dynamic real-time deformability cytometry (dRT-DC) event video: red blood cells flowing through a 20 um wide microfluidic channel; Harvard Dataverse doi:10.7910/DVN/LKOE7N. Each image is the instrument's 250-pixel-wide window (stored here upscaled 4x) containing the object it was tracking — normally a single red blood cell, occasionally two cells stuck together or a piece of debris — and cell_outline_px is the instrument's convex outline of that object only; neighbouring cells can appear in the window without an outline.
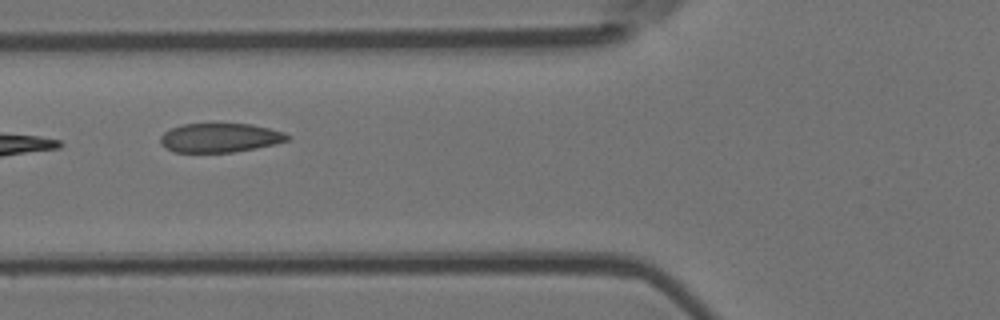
{"species": "Egyptian fruit bat (a non-hibernating species)", "species_latin": "Rousettus aegyptiacus", "temperature_condition": "room temperature", "stored_images_in_passage": 8, "camera_frame_rate_fps": 3000, "um_per_image_px": 0.085, "animal": {"sex": "female"}, "frame": {"image": 1, "passage_image": 6, "time_ms": 1.667, "image_size_px": [1000, 320], "cell_outline_px": [[292, 136], [288, 140], [256, 148], [232, 152], [176, 152], [160, 144], [160, 136], [164, 132], [180, 124], [252, 124], [284, 132]], "centroid_in_image_um": [18.69, 11.7], "position_along_channel_um": 107.1, "area_um2": 21.39}}
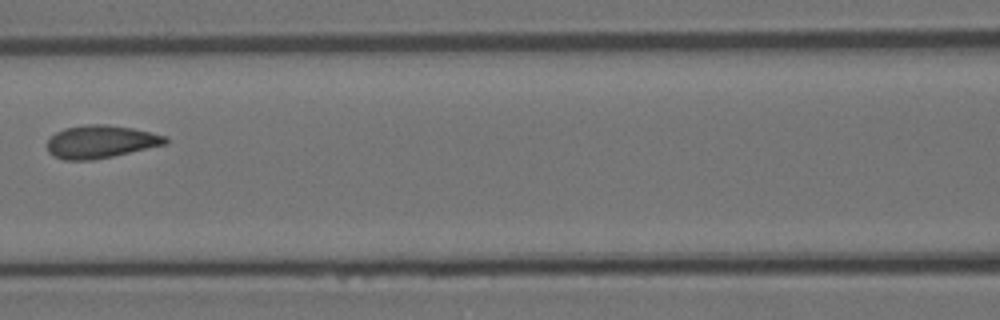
{"frame": {"image": 2, "passage_image": 7, "time_ms": 2.0, "image_size_px": [1000, 320], "cell_outline_px": [[168, 144], [112, 156], [92, 160], [64, 160], [52, 156], [48, 152], [48, 140], [56, 132], [64, 128], [84, 124], [108, 124], [132, 128], [168, 136]], "centroid_in_image_um": [8.57, 12.04], "position_along_channel_um": 158.0, "area_um2": 22.77}}
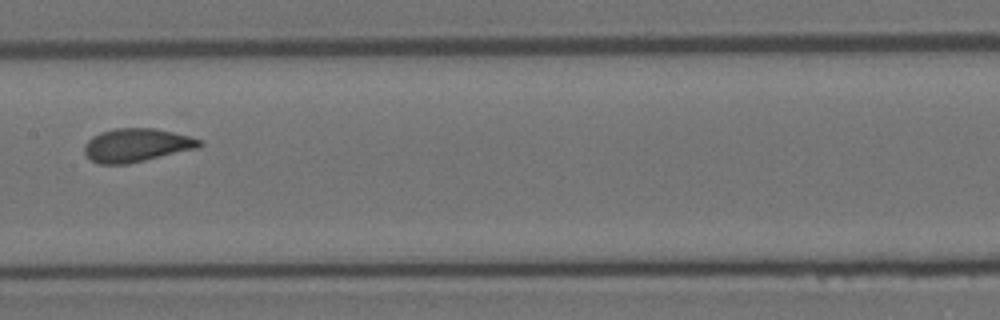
{"frame": {"image": 3, "passage_image": 8, "time_ms": 2.333, "image_size_px": [1000, 320], "cell_outline_px": [[204, 144], [200, 148], [128, 164], [96, 164], [84, 152], [84, 144], [92, 136], [100, 132], [116, 128], [156, 128], [188, 136], [200, 140]], "centroid_in_image_um": [11.61, 12.34], "position_along_channel_um": 195.8, "area_um2": 22.54}}